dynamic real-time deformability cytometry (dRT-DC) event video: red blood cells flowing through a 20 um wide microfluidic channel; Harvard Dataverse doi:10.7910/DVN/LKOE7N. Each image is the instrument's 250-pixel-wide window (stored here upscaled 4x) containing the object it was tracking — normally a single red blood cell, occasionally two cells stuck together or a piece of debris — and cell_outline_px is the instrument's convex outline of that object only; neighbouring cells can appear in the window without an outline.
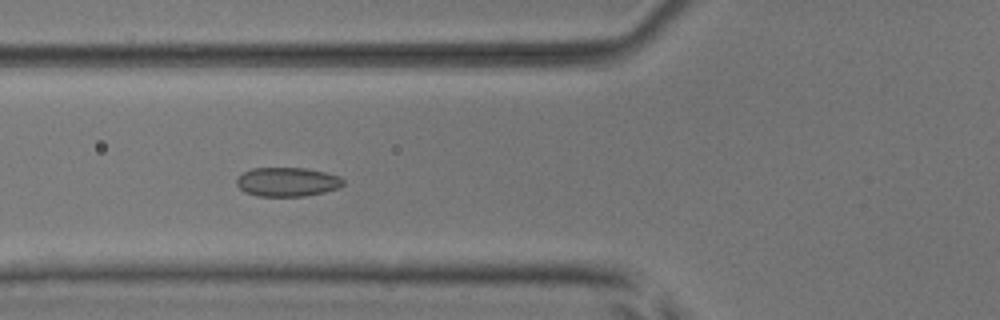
{"species": "common noctule bat (a hibernating species)", "species_latin": "Nyctalus noctula", "temperature_condition": "room temperature", "stored_images_in_passage": 54, "camera_frame_rate_fps": 3000, "um_per_image_px": 0.085, "animal": {"sex": "male", "body_mass_g": 17.9, "forearm_length_mm": 54.2}, "frame": {"image": 1, "passage_image": 21, "time_ms": 6.667, "image_size_px": [1000, 320], "cell_outline_px": [[344, 184], [336, 188], [324, 192], [304, 196], [256, 196], [244, 192], [236, 184], [236, 180], [244, 172], [252, 168], [304, 168], [324, 172], [340, 176], [344, 180]], "centroid_in_image_um": [24.41, 15.46], "position_along_channel_um": 101.4, "area_um2": 17.98}}
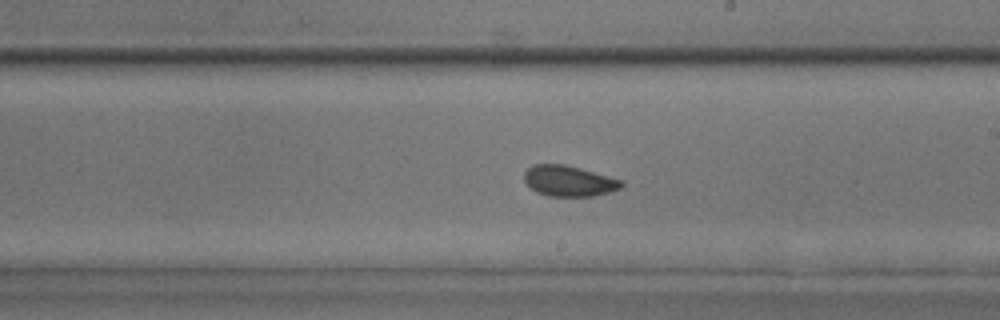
{"frame": {"image": 2, "passage_image": 32, "time_ms": 10.333, "image_size_px": [1000, 320], "cell_outline_px": [[624, 184], [620, 188], [608, 192], [592, 196], [548, 196], [536, 192], [524, 180], [524, 172], [532, 164], [564, 164], [580, 168], [624, 180]], "centroid_in_image_um": [48.36, 15.37], "position_along_channel_um": 240.6, "area_um2": 17.4}}
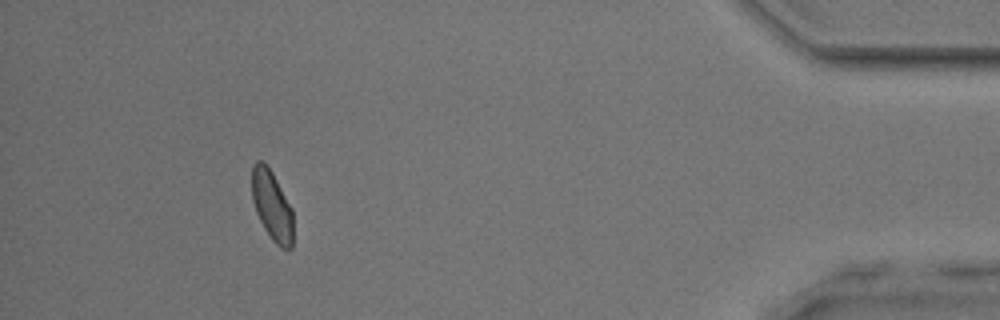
{"frame": {"image": 3, "passage_image": 50, "time_ms": 16.333, "image_size_px": [1000, 320], "cell_outline_px": [[292, 248], [280, 248], [272, 240], [264, 228], [256, 212], [252, 200], [252, 164], [256, 160], [264, 160], [272, 172], [292, 208]], "centroid_in_image_um": [23.1, 17.44], "position_along_channel_um": 412.1, "area_um2": 16.82}, "authors_computed_cell_mechanics": {"area_um2": 17.6579, "velocity_mm_per_s": 3.8113, "shape_relaxation_time_tau1_ms": 5.3285, "shape_relaxation_time_tau2_ms": 1.2483, "deformation_change_tau1": 0.063, "deformation_change_tau2": 0.0592}}